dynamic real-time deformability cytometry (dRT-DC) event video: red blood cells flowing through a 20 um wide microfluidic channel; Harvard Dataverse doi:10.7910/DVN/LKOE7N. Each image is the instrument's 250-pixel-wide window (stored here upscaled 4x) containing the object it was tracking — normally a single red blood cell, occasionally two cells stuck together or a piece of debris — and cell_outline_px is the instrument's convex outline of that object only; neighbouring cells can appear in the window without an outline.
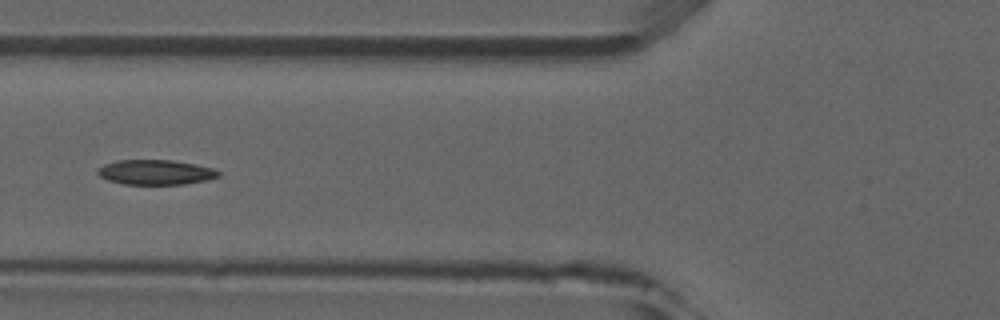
{"species": "common noctule bat (a hibernating species)", "species_latin": "Nyctalus noctula", "temperature_condition": "room temperature", "stored_images_in_passage": 7, "camera_frame_rate_fps": 3000, "um_per_image_px": 0.085, "animal": {"sex": "male", "forearm_length_mm": 52.5}, "frame": {"image": 1, "passage_image": 6, "time_ms": 6.0, "image_size_px": [1000, 320], "cell_outline_px": [[220, 176], [208, 180], [184, 184], [124, 184], [108, 180], [100, 176], [96, 172], [96, 168], [104, 164], [116, 160], [172, 160], [196, 164], [212, 168], [220, 172]], "centroid_in_image_um": [13.21, 14.63], "position_along_channel_um": 112.6, "area_um2": 17.63}}
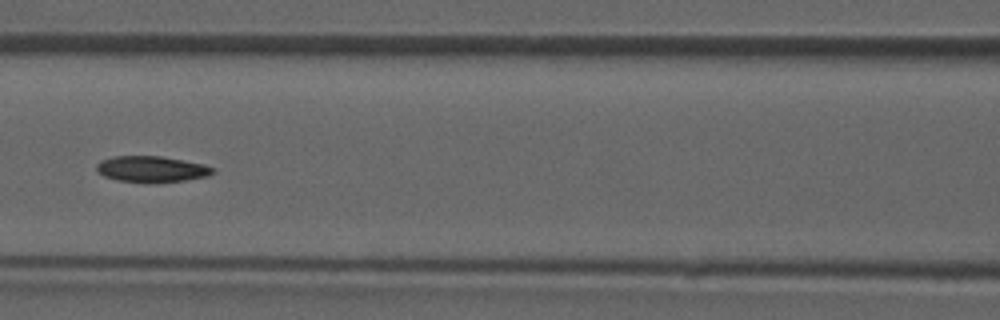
{"frame": {"image": 2, "passage_image": 7, "time_ms": 7.0, "image_size_px": [1000, 320], "cell_outline_px": [[216, 172], [208, 176], [184, 180], [116, 180], [104, 176], [96, 172], [96, 164], [100, 160], [112, 156], [160, 156], [204, 164], [216, 168]], "centroid_in_image_um": [12.88, 14.33], "position_along_channel_um": 153.7, "area_um2": 17.11}}